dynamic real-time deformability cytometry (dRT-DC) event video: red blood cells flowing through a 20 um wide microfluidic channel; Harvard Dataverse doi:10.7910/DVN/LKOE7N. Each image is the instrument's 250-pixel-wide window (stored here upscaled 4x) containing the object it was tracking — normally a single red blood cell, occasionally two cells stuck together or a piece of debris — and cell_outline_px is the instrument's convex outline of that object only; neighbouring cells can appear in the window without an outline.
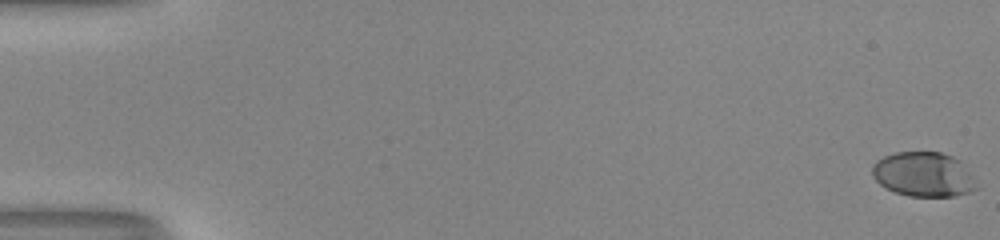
{"species": "human", "species_latin": "Homo sapiens", "temperature_condition": "room temperature", "stored_images_in_passage": 54, "camera_frame_rate_fps": 3000, "um_per_image_px": 0.085, "donor": {"sex": "male"}, "frame": {"image": 1, "passage_image": 1, "time_ms": 0.0, "image_size_px": [1000, 240], "cell_outline_px": [[976, 188], [968, 192], [952, 196], [908, 196], [884, 188], [872, 176], [872, 164], [876, 160], [884, 156], [896, 152], [940, 152], [952, 156], [960, 160]], "centroid_in_image_um": [78.41, 14.81], "position_along_channel_um": 6.6, "area_um2": 26.7}}
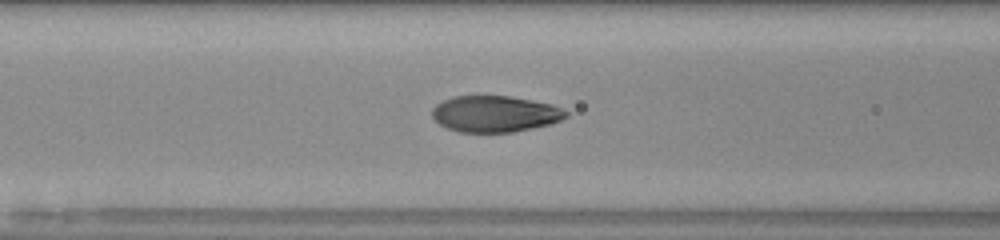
{"frame": {"image": 2, "passage_image": 24, "time_ms": 7.667, "image_size_px": [1000, 240], "cell_outline_px": [[568, 116], [552, 124], [512, 132], [460, 132], [448, 128], [440, 124], [432, 116], [432, 108], [436, 104], [452, 96], [508, 96], [532, 100], [552, 104], [568, 112]], "centroid_in_image_um": [42.08, 9.68], "position_along_channel_um": 124.5, "area_um2": 28.26}}
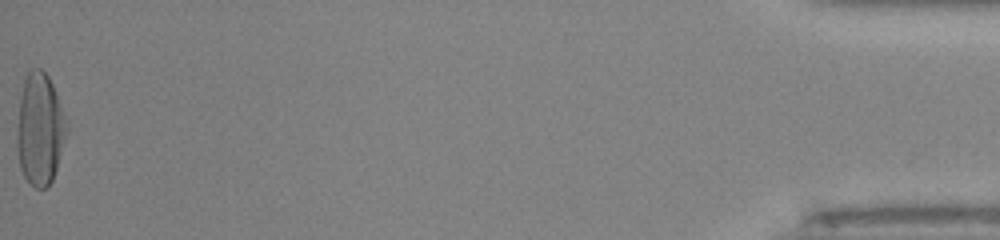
{"frame": {"image": 3, "passage_image": 54, "time_ms": 17.667, "image_size_px": [1000, 240], "cell_outline_px": [[68, 132], [52, 180], [48, 188], [36, 188], [24, 176], [20, 168], [16, 140], [16, 136], [20, 96], [24, 80], [28, 72], [32, 68], [40, 68], [48, 76], [56, 92], [68, 120]], "centroid_in_image_um": [3.4, 10.97], "position_along_channel_um": 431.8, "area_um2": 32.6}, "authors_computed_cell_mechanics": {"area_um2": 29.0156, "velocity_mm_per_s": 4.0715, "shape_relaxation_time_tau1_ms": 3.6351, "shape_relaxation_time_tau2_ms": null, "deformation_change_tau1": 0.187, "deformation_change_tau2": null}}